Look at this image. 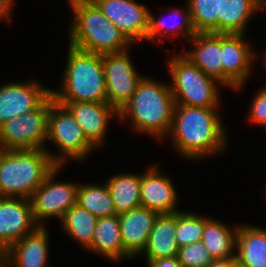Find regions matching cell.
I'll return each mask as SVG.
<instances>
[{
	"mask_svg": "<svg viewBox=\"0 0 266 267\" xmlns=\"http://www.w3.org/2000/svg\"><path fill=\"white\" fill-rule=\"evenodd\" d=\"M218 108L175 105L170 131L176 151L188 159H201L224 151L227 143Z\"/></svg>",
	"mask_w": 266,
	"mask_h": 267,
	"instance_id": "obj_1",
	"label": "cell"
},
{
	"mask_svg": "<svg viewBox=\"0 0 266 267\" xmlns=\"http://www.w3.org/2000/svg\"><path fill=\"white\" fill-rule=\"evenodd\" d=\"M174 107L170 85L143 76L133 96L118 112V119H130L132 128L137 132L161 140L170 131Z\"/></svg>",
	"mask_w": 266,
	"mask_h": 267,
	"instance_id": "obj_2",
	"label": "cell"
},
{
	"mask_svg": "<svg viewBox=\"0 0 266 267\" xmlns=\"http://www.w3.org/2000/svg\"><path fill=\"white\" fill-rule=\"evenodd\" d=\"M68 2L74 13L69 31V45L95 54L121 52L132 45L92 0Z\"/></svg>",
	"mask_w": 266,
	"mask_h": 267,
	"instance_id": "obj_3",
	"label": "cell"
},
{
	"mask_svg": "<svg viewBox=\"0 0 266 267\" xmlns=\"http://www.w3.org/2000/svg\"><path fill=\"white\" fill-rule=\"evenodd\" d=\"M60 90H51L55 102H107L102 54L69 45Z\"/></svg>",
	"mask_w": 266,
	"mask_h": 267,
	"instance_id": "obj_4",
	"label": "cell"
},
{
	"mask_svg": "<svg viewBox=\"0 0 266 267\" xmlns=\"http://www.w3.org/2000/svg\"><path fill=\"white\" fill-rule=\"evenodd\" d=\"M57 166L43 149L6 150L0 163V197L30 199Z\"/></svg>",
	"mask_w": 266,
	"mask_h": 267,
	"instance_id": "obj_5",
	"label": "cell"
},
{
	"mask_svg": "<svg viewBox=\"0 0 266 267\" xmlns=\"http://www.w3.org/2000/svg\"><path fill=\"white\" fill-rule=\"evenodd\" d=\"M172 83L170 89L175 105L191 107L218 108L221 84L215 78L206 75L182 53L168 61Z\"/></svg>",
	"mask_w": 266,
	"mask_h": 267,
	"instance_id": "obj_6",
	"label": "cell"
},
{
	"mask_svg": "<svg viewBox=\"0 0 266 267\" xmlns=\"http://www.w3.org/2000/svg\"><path fill=\"white\" fill-rule=\"evenodd\" d=\"M46 139H50L59 148L58 156L46 150L58 166H63L68 158L81 161L96 149L71 113L56 102L49 109Z\"/></svg>",
	"mask_w": 266,
	"mask_h": 267,
	"instance_id": "obj_7",
	"label": "cell"
},
{
	"mask_svg": "<svg viewBox=\"0 0 266 267\" xmlns=\"http://www.w3.org/2000/svg\"><path fill=\"white\" fill-rule=\"evenodd\" d=\"M54 102L50 94L36 109L4 122L0 126V145L5 150H46L48 115Z\"/></svg>",
	"mask_w": 266,
	"mask_h": 267,
	"instance_id": "obj_8",
	"label": "cell"
},
{
	"mask_svg": "<svg viewBox=\"0 0 266 267\" xmlns=\"http://www.w3.org/2000/svg\"><path fill=\"white\" fill-rule=\"evenodd\" d=\"M62 166H57L45 178L30 198L32 214L38 226H44L43 220L63 215L76 204L78 184L54 181Z\"/></svg>",
	"mask_w": 266,
	"mask_h": 267,
	"instance_id": "obj_9",
	"label": "cell"
},
{
	"mask_svg": "<svg viewBox=\"0 0 266 267\" xmlns=\"http://www.w3.org/2000/svg\"><path fill=\"white\" fill-rule=\"evenodd\" d=\"M107 103L118 112L133 96L143 75L137 73L129 50L102 54Z\"/></svg>",
	"mask_w": 266,
	"mask_h": 267,
	"instance_id": "obj_10",
	"label": "cell"
},
{
	"mask_svg": "<svg viewBox=\"0 0 266 267\" xmlns=\"http://www.w3.org/2000/svg\"><path fill=\"white\" fill-rule=\"evenodd\" d=\"M35 223L30 199L0 197V253L31 234Z\"/></svg>",
	"mask_w": 266,
	"mask_h": 267,
	"instance_id": "obj_11",
	"label": "cell"
},
{
	"mask_svg": "<svg viewBox=\"0 0 266 267\" xmlns=\"http://www.w3.org/2000/svg\"><path fill=\"white\" fill-rule=\"evenodd\" d=\"M125 37L134 43L147 40L149 9L133 0H92Z\"/></svg>",
	"mask_w": 266,
	"mask_h": 267,
	"instance_id": "obj_12",
	"label": "cell"
},
{
	"mask_svg": "<svg viewBox=\"0 0 266 267\" xmlns=\"http://www.w3.org/2000/svg\"><path fill=\"white\" fill-rule=\"evenodd\" d=\"M243 37L244 34L222 33L223 85L237 91L249 78L256 57Z\"/></svg>",
	"mask_w": 266,
	"mask_h": 267,
	"instance_id": "obj_13",
	"label": "cell"
},
{
	"mask_svg": "<svg viewBox=\"0 0 266 267\" xmlns=\"http://www.w3.org/2000/svg\"><path fill=\"white\" fill-rule=\"evenodd\" d=\"M50 94L37 80L4 84L0 87V126L36 109Z\"/></svg>",
	"mask_w": 266,
	"mask_h": 267,
	"instance_id": "obj_14",
	"label": "cell"
},
{
	"mask_svg": "<svg viewBox=\"0 0 266 267\" xmlns=\"http://www.w3.org/2000/svg\"><path fill=\"white\" fill-rule=\"evenodd\" d=\"M63 105L82 128L87 139L97 148L103 146L109 120L118 111L107 102H56Z\"/></svg>",
	"mask_w": 266,
	"mask_h": 267,
	"instance_id": "obj_15",
	"label": "cell"
},
{
	"mask_svg": "<svg viewBox=\"0 0 266 267\" xmlns=\"http://www.w3.org/2000/svg\"><path fill=\"white\" fill-rule=\"evenodd\" d=\"M154 164L141 174V206L161 214H173L179 211L178 195L171 178L159 172Z\"/></svg>",
	"mask_w": 266,
	"mask_h": 267,
	"instance_id": "obj_16",
	"label": "cell"
},
{
	"mask_svg": "<svg viewBox=\"0 0 266 267\" xmlns=\"http://www.w3.org/2000/svg\"><path fill=\"white\" fill-rule=\"evenodd\" d=\"M158 215L143 206L118 215L124 251L131 258L143 253Z\"/></svg>",
	"mask_w": 266,
	"mask_h": 267,
	"instance_id": "obj_17",
	"label": "cell"
},
{
	"mask_svg": "<svg viewBox=\"0 0 266 267\" xmlns=\"http://www.w3.org/2000/svg\"><path fill=\"white\" fill-rule=\"evenodd\" d=\"M48 237L46 226H38L31 234L13 244L2 257L11 267H47Z\"/></svg>",
	"mask_w": 266,
	"mask_h": 267,
	"instance_id": "obj_18",
	"label": "cell"
},
{
	"mask_svg": "<svg viewBox=\"0 0 266 267\" xmlns=\"http://www.w3.org/2000/svg\"><path fill=\"white\" fill-rule=\"evenodd\" d=\"M189 42L193 43L194 50H183L182 54L206 75L223 84L222 33L198 32Z\"/></svg>",
	"mask_w": 266,
	"mask_h": 267,
	"instance_id": "obj_19",
	"label": "cell"
},
{
	"mask_svg": "<svg viewBox=\"0 0 266 267\" xmlns=\"http://www.w3.org/2000/svg\"><path fill=\"white\" fill-rule=\"evenodd\" d=\"M177 212L161 214L155 220L144 249L147 262L164 257H177L179 246L176 241Z\"/></svg>",
	"mask_w": 266,
	"mask_h": 267,
	"instance_id": "obj_20",
	"label": "cell"
},
{
	"mask_svg": "<svg viewBox=\"0 0 266 267\" xmlns=\"http://www.w3.org/2000/svg\"><path fill=\"white\" fill-rule=\"evenodd\" d=\"M96 254L118 262L131 257L124 251L118 215L98 218L92 243L87 248Z\"/></svg>",
	"mask_w": 266,
	"mask_h": 267,
	"instance_id": "obj_21",
	"label": "cell"
},
{
	"mask_svg": "<svg viewBox=\"0 0 266 267\" xmlns=\"http://www.w3.org/2000/svg\"><path fill=\"white\" fill-rule=\"evenodd\" d=\"M235 260L246 267H266V230L238 225Z\"/></svg>",
	"mask_w": 266,
	"mask_h": 267,
	"instance_id": "obj_22",
	"label": "cell"
},
{
	"mask_svg": "<svg viewBox=\"0 0 266 267\" xmlns=\"http://www.w3.org/2000/svg\"><path fill=\"white\" fill-rule=\"evenodd\" d=\"M261 9V0H220L218 33L244 34L252 14Z\"/></svg>",
	"mask_w": 266,
	"mask_h": 267,
	"instance_id": "obj_23",
	"label": "cell"
},
{
	"mask_svg": "<svg viewBox=\"0 0 266 267\" xmlns=\"http://www.w3.org/2000/svg\"><path fill=\"white\" fill-rule=\"evenodd\" d=\"M114 203L116 214L141 206V173H120L112 175L106 182Z\"/></svg>",
	"mask_w": 266,
	"mask_h": 267,
	"instance_id": "obj_24",
	"label": "cell"
},
{
	"mask_svg": "<svg viewBox=\"0 0 266 267\" xmlns=\"http://www.w3.org/2000/svg\"><path fill=\"white\" fill-rule=\"evenodd\" d=\"M237 229L238 226L229 228L221 221L211 218L205 223L201 241L213 259L235 257Z\"/></svg>",
	"mask_w": 266,
	"mask_h": 267,
	"instance_id": "obj_25",
	"label": "cell"
},
{
	"mask_svg": "<svg viewBox=\"0 0 266 267\" xmlns=\"http://www.w3.org/2000/svg\"><path fill=\"white\" fill-rule=\"evenodd\" d=\"M184 10L185 12L180 9L173 8L172 14L176 15V17L179 16L180 18L182 16L183 18H181V21L179 17L178 18L180 20H178V18L175 19V17L173 16L174 18L172 19H175L176 21L170 20L169 23L168 20L164 21L165 19H162L163 17L158 19L155 18L151 11H149V29L147 33L148 42H156L158 39L159 42H162L163 38L161 36L166 37L167 34L168 36L171 35L170 38L175 39L174 37L178 36L177 33H181L184 38L187 39V41L190 40L196 34V31L192 24L188 4L186 5V9Z\"/></svg>",
	"mask_w": 266,
	"mask_h": 267,
	"instance_id": "obj_26",
	"label": "cell"
},
{
	"mask_svg": "<svg viewBox=\"0 0 266 267\" xmlns=\"http://www.w3.org/2000/svg\"><path fill=\"white\" fill-rule=\"evenodd\" d=\"M97 220L88 210L75 204L63 215L60 223L66 234L87 249L92 243Z\"/></svg>",
	"mask_w": 266,
	"mask_h": 267,
	"instance_id": "obj_27",
	"label": "cell"
},
{
	"mask_svg": "<svg viewBox=\"0 0 266 267\" xmlns=\"http://www.w3.org/2000/svg\"><path fill=\"white\" fill-rule=\"evenodd\" d=\"M76 204L97 218L117 215L107 184H81L77 189Z\"/></svg>",
	"mask_w": 266,
	"mask_h": 267,
	"instance_id": "obj_28",
	"label": "cell"
},
{
	"mask_svg": "<svg viewBox=\"0 0 266 267\" xmlns=\"http://www.w3.org/2000/svg\"><path fill=\"white\" fill-rule=\"evenodd\" d=\"M193 27L198 32L218 33L220 0H188Z\"/></svg>",
	"mask_w": 266,
	"mask_h": 267,
	"instance_id": "obj_29",
	"label": "cell"
},
{
	"mask_svg": "<svg viewBox=\"0 0 266 267\" xmlns=\"http://www.w3.org/2000/svg\"><path fill=\"white\" fill-rule=\"evenodd\" d=\"M210 217H203L190 211L177 212L176 241L180 247L202 240L205 223Z\"/></svg>",
	"mask_w": 266,
	"mask_h": 267,
	"instance_id": "obj_30",
	"label": "cell"
},
{
	"mask_svg": "<svg viewBox=\"0 0 266 267\" xmlns=\"http://www.w3.org/2000/svg\"><path fill=\"white\" fill-rule=\"evenodd\" d=\"M177 258L182 267H207L214 260L202 241L180 247Z\"/></svg>",
	"mask_w": 266,
	"mask_h": 267,
	"instance_id": "obj_31",
	"label": "cell"
},
{
	"mask_svg": "<svg viewBox=\"0 0 266 267\" xmlns=\"http://www.w3.org/2000/svg\"><path fill=\"white\" fill-rule=\"evenodd\" d=\"M250 110V121L260 124L266 130V87L254 96Z\"/></svg>",
	"mask_w": 266,
	"mask_h": 267,
	"instance_id": "obj_32",
	"label": "cell"
},
{
	"mask_svg": "<svg viewBox=\"0 0 266 267\" xmlns=\"http://www.w3.org/2000/svg\"><path fill=\"white\" fill-rule=\"evenodd\" d=\"M147 267H182L177 257H164L155 260H150Z\"/></svg>",
	"mask_w": 266,
	"mask_h": 267,
	"instance_id": "obj_33",
	"label": "cell"
},
{
	"mask_svg": "<svg viewBox=\"0 0 266 267\" xmlns=\"http://www.w3.org/2000/svg\"><path fill=\"white\" fill-rule=\"evenodd\" d=\"M14 0H0V19L8 20L10 22L11 15H12V7L14 6Z\"/></svg>",
	"mask_w": 266,
	"mask_h": 267,
	"instance_id": "obj_34",
	"label": "cell"
},
{
	"mask_svg": "<svg viewBox=\"0 0 266 267\" xmlns=\"http://www.w3.org/2000/svg\"><path fill=\"white\" fill-rule=\"evenodd\" d=\"M235 261V257L214 259L207 267H232Z\"/></svg>",
	"mask_w": 266,
	"mask_h": 267,
	"instance_id": "obj_35",
	"label": "cell"
},
{
	"mask_svg": "<svg viewBox=\"0 0 266 267\" xmlns=\"http://www.w3.org/2000/svg\"><path fill=\"white\" fill-rule=\"evenodd\" d=\"M0 267H11V265L2 257L0 259Z\"/></svg>",
	"mask_w": 266,
	"mask_h": 267,
	"instance_id": "obj_36",
	"label": "cell"
},
{
	"mask_svg": "<svg viewBox=\"0 0 266 267\" xmlns=\"http://www.w3.org/2000/svg\"><path fill=\"white\" fill-rule=\"evenodd\" d=\"M6 150L0 145V163H1V159H2V156L4 155V152Z\"/></svg>",
	"mask_w": 266,
	"mask_h": 267,
	"instance_id": "obj_37",
	"label": "cell"
},
{
	"mask_svg": "<svg viewBox=\"0 0 266 267\" xmlns=\"http://www.w3.org/2000/svg\"><path fill=\"white\" fill-rule=\"evenodd\" d=\"M232 267H246V266H243V265H241L240 263H238L237 261H235L234 263H233V266Z\"/></svg>",
	"mask_w": 266,
	"mask_h": 267,
	"instance_id": "obj_38",
	"label": "cell"
},
{
	"mask_svg": "<svg viewBox=\"0 0 266 267\" xmlns=\"http://www.w3.org/2000/svg\"><path fill=\"white\" fill-rule=\"evenodd\" d=\"M266 8V0H261V9Z\"/></svg>",
	"mask_w": 266,
	"mask_h": 267,
	"instance_id": "obj_39",
	"label": "cell"
},
{
	"mask_svg": "<svg viewBox=\"0 0 266 267\" xmlns=\"http://www.w3.org/2000/svg\"><path fill=\"white\" fill-rule=\"evenodd\" d=\"M263 61H264V66L266 67V52H265V54H264V59H263Z\"/></svg>",
	"mask_w": 266,
	"mask_h": 267,
	"instance_id": "obj_40",
	"label": "cell"
}]
</instances>
